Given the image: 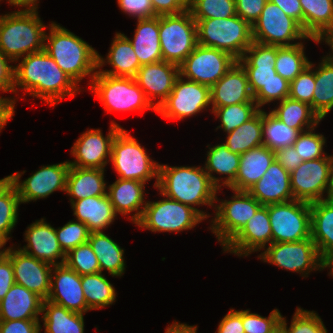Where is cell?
<instances>
[{
	"label": "cell",
	"instance_id": "6da1fadb",
	"mask_svg": "<svg viewBox=\"0 0 333 333\" xmlns=\"http://www.w3.org/2000/svg\"><path fill=\"white\" fill-rule=\"evenodd\" d=\"M14 65V93L22 89L32 97L54 106L66 96L74 97L81 88L45 51L24 56Z\"/></svg>",
	"mask_w": 333,
	"mask_h": 333
},
{
	"label": "cell",
	"instance_id": "7a4b0ae2",
	"mask_svg": "<svg viewBox=\"0 0 333 333\" xmlns=\"http://www.w3.org/2000/svg\"><path fill=\"white\" fill-rule=\"evenodd\" d=\"M157 189L168 198L195 209L205 220L210 217L197 206L215 207L217 188L204 167L159 164ZM196 206V207H195Z\"/></svg>",
	"mask_w": 333,
	"mask_h": 333
},
{
	"label": "cell",
	"instance_id": "3957f363",
	"mask_svg": "<svg viewBox=\"0 0 333 333\" xmlns=\"http://www.w3.org/2000/svg\"><path fill=\"white\" fill-rule=\"evenodd\" d=\"M277 46L257 42L246 49L238 62L245 69L254 101L261 107L289 96L290 82L277 74Z\"/></svg>",
	"mask_w": 333,
	"mask_h": 333
},
{
	"label": "cell",
	"instance_id": "277c9868",
	"mask_svg": "<svg viewBox=\"0 0 333 333\" xmlns=\"http://www.w3.org/2000/svg\"><path fill=\"white\" fill-rule=\"evenodd\" d=\"M49 26L44 50L78 86L86 76L92 80L98 70V51L60 24L52 21Z\"/></svg>",
	"mask_w": 333,
	"mask_h": 333
},
{
	"label": "cell",
	"instance_id": "5b68a950",
	"mask_svg": "<svg viewBox=\"0 0 333 333\" xmlns=\"http://www.w3.org/2000/svg\"><path fill=\"white\" fill-rule=\"evenodd\" d=\"M46 26L37 12L0 15V50L13 63L44 50Z\"/></svg>",
	"mask_w": 333,
	"mask_h": 333
},
{
	"label": "cell",
	"instance_id": "8992f818",
	"mask_svg": "<svg viewBox=\"0 0 333 333\" xmlns=\"http://www.w3.org/2000/svg\"><path fill=\"white\" fill-rule=\"evenodd\" d=\"M90 91L95 94L106 110L110 112L153 110L156 107L146 98L135 78L117 77L96 72L89 81Z\"/></svg>",
	"mask_w": 333,
	"mask_h": 333
},
{
	"label": "cell",
	"instance_id": "52a82bcc",
	"mask_svg": "<svg viewBox=\"0 0 333 333\" xmlns=\"http://www.w3.org/2000/svg\"><path fill=\"white\" fill-rule=\"evenodd\" d=\"M198 44L229 53L239 60L252 44V26L238 15L228 18L198 19Z\"/></svg>",
	"mask_w": 333,
	"mask_h": 333
},
{
	"label": "cell",
	"instance_id": "ba28073f",
	"mask_svg": "<svg viewBox=\"0 0 333 333\" xmlns=\"http://www.w3.org/2000/svg\"><path fill=\"white\" fill-rule=\"evenodd\" d=\"M120 179L137 180L147 183L156 179L158 185L159 163L146 152V148L123 127L116 133L110 155V161Z\"/></svg>",
	"mask_w": 333,
	"mask_h": 333
},
{
	"label": "cell",
	"instance_id": "9c48e42d",
	"mask_svg": "<svg viewBox=\"0 0 333 333\" xmlns=\"http://www.w3.org/2000/svg\"><path fill=\"white\" fill-rule=\"evenodd\" d=\"M163 61L179 66L198 45L197 24L190 10L159 16Z\"/></svg>",
	"mask_w": 333,
	"mask_h": 333
},
{
	"label": "cell",
	"instance_id": "30bf717a",
	"mask_svg": "<svg viewBox=\"0 0 333 333\" xmlns=\"http://www.w3.org/2000/svg\"><path fill=\"white\" fill-rule=\"evenodd\" d=\"M165 198L159 201H147L140 220L135 224L151 232H183L191 230L205 220L195 209L181 202Z\"/></svg>",
	"mask_w": 333,
	"mask_h": 333
},
{
	"label": "cell",
	"instance_id": "8fae6325",
	"mask_svg": "<svg viewBox=\"0 0 333 333\" xmlns=\"http://www.w3.org/2000/svg\"><path fill=\"white\" fill-rule=\"evenodd\" d=\"M233 196L230 200H218L216 193L215 215L209 227L224 248L246 225L262 206L248 191L230 189Z\"/></svg>",
	"mask_w": 333,
	"mask_h": 333
},
{
	"label": "cell",
	"instance_id": "7c38bea8",
	"mask_svg": "<svg viewBox=\"0 0 333 333\" xmlns=\"http://www.w3.org/2000/svg\"><path fill=\"white\" fill-rule=\"evenodd\" d=\"M252 39L260 44L280 47L294 46L306 39L316 42L296 20L270 1L266 2L259 18L252 24Z\"/></svg>",
	"mask_w": 333,
	"mask_h": 333
},
{
	"label": "cell",
	"instance_id": "4fadbf2b",
	"mask_svg": "<svg viewBox=\"0 0 333 333\" xmlns=\"http://www.w3.org/2000/svg\"><path fill=\"white\" fill-rule=\"evenodd\" d=\"M290 183L295 200L313 203L330 198L333 186V155L303 161L290 172Z\"/></svg>",
	"mask_w": 333,
	"mask_h": 333
},
{
	"label": "cell",
	"instance_id": "5bb4252c",
	"mask_svg": "<svg viewBox=\"0 0 333 333\" xmlns=\"http://www.w3.org/2000/svg\"><path fill=\"white\" fill-rule=\"evenodd\" d=\"M258 258L278 268L299 273L303 278L309 277L313 270L322 271V258L311 238L298 242L271 243Z\"/></svg>",
	"mask_w": 333,
	"mask_h": 333
},
{
	"label": "cell",
	"instance_id": "9a60e30c",
	"mask_svg": "<svg viewBox=\"0 0 333 333\" xmlns=\"http://www.w3.org/2000/svg\"><path fill=\"white\" fill-rule=\"evenodd\" d=\"M272 243L298 242L311 238L310 203L291 200L268 205Z\"/></svg>",
	"mask_w": 333,
	"mask_h": 333
},
{
	"label": "cell",
	"instance_id": "2e32d148",
	"mask_svg": "<svg viewBox=\"0 0 333 333\" xmlns=\"http://www.w3.org/2000/svg\"><path fill=\"white\" fill-rule=\"evenodd\" d=\"M237 61L227 52L198 44L179 65V75L211 88Z\"/></svg>",
	"mask_w": 333,
	"mask_h": 333
},
{
	"label": "cell",
	"instance_id": "e0dca14e",
	"mask_svg": "<svg viewBox=\"0 0 333 333\" xmlns=\"http://www.w3.org/2000/svg\"><path fill=\"white\" fill-rule=\"evenodd\" d=\"M210 87L183 79H176L169 96L156 109L160 117L169 120H183L192 117L211 106Z\"/></svg>",
	"mask_w": 333,
	"mask_h": 333
},
{
	"label": "cell",
	"instance_id": "ac0fdd59",
	"mask_svg": "<svg viewBox=\"0 0 333 333\" xmlns=\"http://www.w3.org/2000/svg\"><path fill=\"white\" fill-rule=\"evenodd\" d=\"M69 168L68 160L63 163L45 165L23 181L21 176L26 172L25 170L10 174L11 183L17 189L21 204L47 198L55 191L65 192Z\"/></svg>",
	"mask_w": 333,
	"mask_h": 333
},
{
	"label": "cell",
	"instance_id": "d6986e66",
	"mask_svg": "<svg viewBox=\"0 0 333 333\" xmlns=\"http://www.w3.org/2000/svg\"><path fill=\"white\" fill-rule=\"evenodd\" d=\"M121 128V125L112 120L106 136L99 128L87 129L88 131L83 132L71 147L70 153L75 159L68 160L69 165L105 170L110 161L113 139Z\"/></svg>",
	"mask_w": 333,
	"mask_h": 333
},
{
	"label": "cell",
	"instance_id": "ffe728a7",
	"mask_svg": "<svg viewBox=\"0 0 333 333\" xmlns=\"http://www.w3.org/2000/svg\"><path fill=\"white\" fill-rule=\"evenodd\" d=\"M5 254L11 259L15 283L46 300L50 292L53 265L36 259L18 247H7Z\"/></svg>",
	"mask_w": 333,
	"mask_h": 333
},
{
	"label": "cell",
	"instance_id": "44dd1931",
	"mask_svg": "<svg viewBox=\"0 0 333 333\" xmlns=\"http://www.w3.org/2000/svg\"><path fill=\"white\" fill-rule=\"evenodd\" d=\"M272 243V229L268 205H262L242 230L223 248L224 253L247 257L251 253L263 251Z\"/></svg>",
	"mask_w": 333,
	"mask_h": 333
},
{
	"label": "cell",
	"instance_id": "7402d4cb",
	"mask_svg": "<svg viewBox=\"0 0 333 333\" xmlns=\"http://www.w3.org/2000/svg\"><path fill=\"white\" fill-rule=\"evenodd\" d=\"M46 300L73 312L86 314L90 311L82 289L81 276L65 263L53 266L50 292Z\"/></svg>",
	"mask_w": 333,
	"mask_h": 333
},
{
	"label": "cell",
	"instance_id": "603a6c76",
	"mask_svg": "<svg viewBox=\"0 0 333 333\" xmlns=\"http://www.w3.org/2000/svg\"><path fill=\"white\" fill-rule=\"evenodd\" d=\"M178 77L179 66L162 60L141 66L135 80L146 98L157 109L171 93Z\"/></svg>",
	"mask_w": 333,
	"mask_h": 333
},
{
	"label": "cell",
	"instance_id": "cb8c5ba5",
	"mask_svg": "<svg viewBox=\"0 0 333 333\" xmlns=\"http://www.w3.org/2000/svg\"><path fill=\"white\" fill-rule=\"evenodd\" d=\"M36 220L28 225L24 233L26 245L18 248L23 252L53 266L65 263L66 254L61 249L56 229L45 221ZM58 259H61L58 261Z\"/></svg>",
	"mask_w": 333,
	"mask_h": 333
},
{
	"label": "cell",
	"instance_id": "d4e9b609",
	"mask_svg": "<svg viewBox=\"0 0 333 333\" xmlns=\"http://www.w3.org/2000/svg\"><path fill=\"white\" fill-rule=\"evenodd\" d=\"M210 96L211 109L239 103H256L247 73L238 61L210 88Z\"/></svg>",
	"mask_w": 333,
	"mask_h": 333
},
{
	"label": "cell",
	"instance_id": "484cf974",
	"mask_svg": "<svg viewBox=\"0 0 333 333\" xmlns=\"http://www.w3.org/2000/svg\"><path fill=\"white\" fill-rule=\"evenodd\" d=\"M261 205L267 206L294 199L290 173L274 160L264 175L247 190Z\"/></svg>",
	"mask_w": 333,
	"mask_h": 333
},
{
	"label": "cell",
	"instance_id": "4316f807",
	"mask_svg": "<svg viewBox=\"0 0 333 333\" xmlns=\"http://www.w3.org/2000/svg\"><path fill=\"white\" fill-rule=\"evenodd\" d=\"M146 183L118 178L112 184L108 185L107 195L110 198L114 212L127 216L131 212H136L131 215L129 220L136 224L144 211L147 201L144 200Z\"/></svg>",
	"mask_w": 333,
	"mask_h": 333
},
{
	"label": "cell",
	"instance_id": "83f0119b",
	"mask_svg": "<svg viewBox=\"0 0 333 333\" xmlns=\"http://www.w3.org/2000/svg\"><path fill=\"white\" fill-rule=\"evenodd\" d=\"M43 301L34 292L14 283L0 301V321L40 320Z\"/></svg>",
	"mask_w": 333,
	"mask_h": 333
},
{
	"label": "cell",
	"instance_id": "f1b7e54d",
	"mask_svg": "<svg viewBox=\"0 0 333 333\" xmlns=\"http://www.w3.org/2000/svg\"><path fill=\"white\" fill-rule=\"evenodd\" d=\"M106 64L111 65L112 69L101 70L100 68ZM97 65V72L99 73L129 78H135L138 69L141 67L131 42L121 32L115 33L106 58L98 53Z\"/></svg>",
	"mask_w": 333,
	"mask_h": 333
},
{
	"label": "cell",
	"instance_id": "f546056e",
	"mask_svg": "<svg viewBox=\"0 0 333 333\" xmlns=\"http://www.w3.org/2000/svg\"><path fill=\"white\" fill-rule=\"evenodd\" d=\"M71 208L74 219L84 223L90 232L105 231L117 217L107 194L73 201Z\"/></svg>",
	"mask_w": 333,
	"mask_h": 333
},
{
	"label": "cell",
	"instance_id": "4dcf8cb0",
	"mask_svg": "<svg viewBox=\"0 0 333 333\" xmlns=\"http://www.w3.org/2000/svg\"><path fill=\"white\" fill-rule=\"evenodd\" d=\"M274 160V151L264 145L242 153L236 179L228 188L247 191L261 179Z\"/></svg>",
	"mask_w": 333,
	"mask_h": 333
},
{
	"label": "cell",
	"instance_id": "1f68e13d",
	"mask_svg": "<svg viewBox=\"0 0 333 333\" xmlns=\"http://www.w3.org/2000/svg\"><path fill=\"white\" fill-rule=\"evenodd\" d=\"M105 171L70 166L65 191L70 197V203L88 197L106 195L108 186L104 180Z\"/></svg>",
	"mask_w": 333,
	"mask_h": 333
},
{
	"label": "cell",
	"instance_id": "d6a6232c",
	"mask_svg": "<svg viewBox=\"0 0 333 333\" xmlns=\"http://www.w3.org/2000/svg\"><path fill=\"white\" fill-rule=\"evenodd\" d=\"M137 26L131 42L141 66L162 61L159 40V16L136 19Z\"/></svg>",
	"mask_w": 333,
	"mask_h": 333
},
{
	"label": "cell",
	"instance_id": "836d02e7",
	"mask_svg": "<svg viewBox=\"0 0 333 333\" xmlns=\"http://www.w3.org/2000/svg\"><path fill=\"white\" fill-rule=\"evenodd\" d=\"M207 147L209 150L207 151V158L204 163L205 172L217 188H221L222 186L228 188L236 179L240 155L231 152L224 143H219L212 147L211 145H207ZM213 172L223 175V177H215Z\"/></svg>",
	"mask_w": 333,
	"mask_h": 333
},
{
	"label": "cell",
	"instance_id": "e575fe53",
	"mask_svg": "<svg viewBox=\"0 0 333 333\" xmlns=\"http://www.w3.org/2000/svg\"><path fill=\"white\" fill-rule=\"evenodd\" d=\"M311 239L323 258L333 250V200L331 198L310 203Z\"/></svg>",
	"mask_w": 333,
	"mask_h": 333
},
{
	"label": "cell",
	"instance_id": "d590c367",
	"mask_svg": "<svg viewBox=\"0 0 333 333\" xmlns=\"http://www.w3.org/2000/svg\"><path fill=\"white\" fill-rule=\"evenodd\" d=\"M100 265V272L106 270L112 277L125 273L124 249L104 231L91 232L88 239Z\"/></svg>",
	"mask_w": 333,
	"mask_h": 333
},
{
	"label": "cell",
	"instance_id": "8d00e7d4",
	"mask_svg": "<svg viewBox=\"0 0 333 333\" xmlns=\"http://www.w3.org/2000/svg\"><path fill=\"white\" fill-rule=\"evenodd\" d=\"M41 321L44 333H84V314L44 300Z\"/></svg>",
	"mask_w": 333,
	"mask_h": 333
},
{
	"label": "cell",
	"instance_id": "74e56055",
	"mask_svg": "<svg viewBox=\"0 0 333 333\" xmlns=\"http://www.w3.org/2000/svg\"><path fill=\"white\" fill-rule=\"evenodd\" d=\"M270 112L288 127L297 129L300 133L317 127L322 121L310 105L291 98L278 102Z\"/></svg>",
	"mask_w": 333,
	"mask_h": 333
},
{
	"label": "cell",
	"instance_id": "f35d334b",
	"mask_svg": "<svg viewBox=\"0 0 333 333\" xmlns=\"http://www.w3.org/2000/svg\"><path fill=\"white\" fill-rule=\"evenodd\" d=\"M224 144L231 152L239 155L262 146V109L251 119L228 133Z\"/></svg>",
	"mask_w": 333,
	"mask_h": 333
},
{
	"label": "cell",
	"instance_id": "ab89813d",
	"mask_svg": "<svg viewBox=\"0 0 333 333\" xmlns=\"http://www.w3.org/2000/svg\"><path fill=\"white\" fill-rule=\"evenodd\" d=\"M315 69L312 109L322 120L333 109V63L323 57Z\"/></svg>",
	"mask_w": 333,
	"mask_h": 333
},
{
	"label": "cell",
	"instance_id": "60d3db41",
	"mask_svg": "<svg viewBox=\"0 0 333 333\" xmlns=\"http://www.w3.org/2000/svg\"><path fill=\"white\" fill-rule=\"evenodd\" d=\"M82 289L89 310L110 307L116 301V290L103 272L81 276Z\"/></svg>",
	"mask_w": 333,
	"mask_h": 333
},
{
	"label": "cell",
	"instance_id": "b9f144b4",
	"mask_svg": "<svg viewBox=\"0 0 333 333\" xmlns=\"http://www.w3.org/2000/svg\"><path fill=\"white\" fill-rule=\"evenodd\" d=\"M303 10V30L316 38L333 25V0H299Z\"/></svg>",
	"mask_w": 333,
	"mask_h": 333
},
{
	"label": "cell",
	"instance_id": "7bdbcfd3",
	"mask_svg": "<svg viewBox=\"0 0 333 333\" xmlns=\"http://www.w3.org/2000/svg\"><path fill=\"white\" fill-rule=\"evenodd\" d=\"M262 134L263 145L275 152L278 149L292 146L300 132L288 127L270 111L268 113L262 109Z\"/></svg>",
	"mask_w": 333,
	"mask_h": 333
},
{
	"label": "cell",
	"instance_id": "ee69618b",
	"mask_svg": "<svg viewBox=\"0 0 333 333\" xmlns=\"http://www.w3.org/2000/svg\"><path fill=\"white\" fill-rule=\"evenodd\" d=\"M304 41L294 46H277L275 70L288 82L293 81L310 63Z\"/></svg>",
	"mask_w": 333,
	"mask_h": 333
},
{
	"label": "cell",
	"instance_id": "f6af8a7d",
	"mask_svg": "<svg viewBox=\"0 0 333 333\" xmlns=\"http://www.w3.org/2000/svg\"><path fill=\"white\" fill-rule=\"evenodd\" d=\"M20 204L17 189L10 183L0 193V238L5 243L11 238V232L18 222Z\"/></svg>",
	"mask_w": 333,
	"mask_h": 333
},
{
	"label": "cell",
	"instance_id": "bcb514c9",
	"mask_svg": "<svg viewBox=\"0 0 333 333\" xmlns=\"http://www.w3.org/2000/svg\"><path fill=\"white\" fill-rule=\"evenodd\" d=\"M259 110L257 103H239L225 107H218L216 109H211L210 111L221 123L216 127V130L222 129L228 134L251 119Z\"/></svg>",
	"mask_w": 333,
	"mask_h": 333
},
{
	"label": "cell",
	"instance_id": "7dc6e473",
	"mask_svg": "<svg viewBox=\"0 0 333 333\" xmlns=\"http://www.w3.org/2000/svg\"><path fill=\"white\" fill-rule=\"evenodd\" d=\"M189 10L195 21L237 15L235 0H194L189 5Z\"/></svg>",
	"mask_w": 333,
	"mask_h": 333
},
{
	"label": "cell",
	"instance_id": "c3c4849f",
	"mask_svg": "<svg viewBox=\"0 0 333 333\" xmlns=\"http://www.w3.org/2000/svg\"><path fill=\"white\" fill-rule=\"evenodd\" d=\"M280 324L284 333H328L321 317L315 311L297 307L288 327L286 317L281 316Z\"/></svg>",
	"mask_w": 333,
	"mask_h": 333
},
{
	"label": "cell",
	"instance_id": "681fc988",
	"mask_svg": "<svg viewBox=\"0 0 333 333\" xmlns=\"http://www.w3.org/2000/svg\"><path fill=\"white\" fill-rule=\"evenodd\" d=\"M65 264L80 276L100 272L98 259L89 242L70 250L66 254Z\"/></svg>",
	"mask_w": 333,
	"mask_h": 333
},
{
	"label": "cell",
	"instance_id": "f907efd6",
	"mask_svg": "<svg viewBox=\"0 0 333 333\" xmlns=\"http://www.w3.org/2000/svg\"><path fill=\"white\" fill-rule=\"evenodd\" d=\"M315 128L301 132L293 143L295 150L303 161L314 160L327 155L323 150L326 145V138L320 133H315Z\"/></svg>",
	"mask_w": 333,
	"mask_h": 333
},
{
	"label": "cell",
	"instance_id": "816d5d0a",
	"mask_svg": "<svg viewBox=\"0 0 333 333\" xmlns=\"http://www.w3.org/2000/svg\"><path fill=\"white\" fill-rule=\"evenodd\" d=\"M90 233L84 223L75 219L69 220L63 227L56 228L57 240L65 254L75 247L88 242Z\"/></svg>",
	"mask_w": 333,
	"mask_h": 333
},
{
	"label": "cell",
	"instance_id": "f5cc1de1",
	"mask_svg": "<svg viewBox=\"0 0 333 333\" xmlns=\"http://www.w3.org/2000/svg\"><path fill=\"white\" fill-rule=\"evenodd\" d=\"M315 87V69L309 65L293 80L289 86V98L301 101L311 106Z\"/></svg>",
	"mask_w": 333,
	"mask_h": 333
},
{
	"label": "cell",
	"instance_id": "db71d44e",
	"mask_svg": "<svg viewBox=\"0 0 333 333\" xmlns=\"http://www.w3.org/2000/svg\"><path fill=\"white\" fill-rule=\"evenodd\" d=\"M281 312L273 309L268 317L250 312L249 309L242 310V324L245 333H271L279 324Z\"/></svg>",
	"mask_w": 333,
	"mask_h": 333
},
{
	"label": "cell",
	"instance_id": "11a10c76",
	"mask_svg": "<svg viewBox=\"0 0 333 333\" xmlns=\"http://www.w3.org/2000/svg\"><path fill=\"white\" fill-rule=\"evenodd\" d=\"M118 7L124 14L137 19L152 18L154 13L151 0H117Z\"/></svg>",
	"mask_w": 333,
	"mask_h": 333
},
{
	"label": "cell",
	"instance_id": "9f6ffc18",
	"mask_svg": "<svg viewBox=\"0 0 333 333\" xmlns=\"http://www.w3.org/2000/svg\"><path fill=\"white\" fill-rule=\"evenodd\" d=\"M268 0H235L236 14L251 26L259 18Z\"/></svg>",
	"mask_w": 333,
	"mask_h": 333
},
{
	"label": "cell",
	"instance_id": "6f0895ef",
	"mask_svg": "<svg viewBox=\"0 0 333 333\" xmlns=\"http://www.w3.org/2000/svg\"><path fill=\"white\" fill-rule=\"evenodd\" d=\"M40 320L0 321V333H41Z\"/></svg>",
	"mask_w": 333,
	"mask_h": 333
},
{
	"label": "cell",
	"instance_id": "680465c9",
	"mask_svg": "<svg viewBox=\"0 0 333 333\" xmlns=\"http://www.w3.org/2000/svg\"><path fill=\"white\" fill-rule=\"evenodd\" d=\"M215 333H245L242 324V310L233 308L221 319Z\"/></svg>",
	"mask_w": 333,
	"mask_h": 333
},
{
	"label": "cell",
	"instance_id": "91938a15",
	"mask_svg": "<svg viewBox=\"0 0 333 333\" xmlns=\"http://www.w3.org/2000/svg\"><path fill=\"white\" fill-rule=\"evenodd\" d=\"M14 271L11 259L4 254L0 257V301L14 285Z\"/></svg>",
	"mask_w": 333,
	"mask_h": 333
},
{
	"label": "cell",
	"instance_id": "94428289",
	"mask_svg": "<svg viewBox=\"0 0 333 333\" xmlns=\"http://www.w3.org/2000/svg\"><path fill=\"white\" fill-rule=\"evenodd\" d=\"M151 3L157 16L179 14L189 10L185 0H151Z\"/></svg>",
	"mask_w": 333,
	"mask_h": 333
},
{
	"label": "cell",
	"instance_id": "6125c7cd",
	"mask_svg": "<svg viewBox=\"0 0 333 333\" xmlns=\"http://www.w3.org/2000/svg\"><path fill=\"white\" fill-rule=\"evenodd\" d=\"M274 153L275 160L289 173L303 162L293 145L278 149Z\"/></svg>",
	"mask_w": 333,
	"mask_h": 333
},
{
	"label": "cell",
	"instance_id": "be15d7a7",
	"mask_svg": "<svg viewBox=\"0 0 333 333\" xmlns=\"http://www.w3.org/2000/svg\"><path fill=\"white\" fill-rule=\"evenodd\" d=\"M9 63L12 61L0 50V90L4 93H14V66Z\"/></svg>",
	"mask_w": 333,
	"mask_h": 333
},
{
	"label": "cell",
	"instance_id": "e7e4bbea",
	"mask_svg": "<svg viewBox=\"0 0 333 333\" xmlns=\"http://www.w3.org/2000/svg\"><path fill=\"white\" fill-rule=\"evenodd\" d=\"M279 6L289 17L303 28V10L299 0H268Z\"/></svg>",
	"mask_w": 333,
	"mask_h": 333
},
{
	"label": "cell",
	"instance_id": "03108f58",
	"mask_svg": "<svg viewBox=\"0 0 333 333\" xmlns=\"http://www.w3.org/2000/svg\"><path fill=\"white\" fill-rule=\"evenodd\" d=\"M4 92L3 90H0ZM13 97V98H11ZM2 97L0 96V133L1 129L11 120L15 112L16 98L15 96Z\"/></svg>",
	"mask_w": 333,
	"mask_h": 333
},
{
	"label": "cell",
	"instance_id": "003e7915",
	"mask_svg": "<svg viewBox=\"0 0 333 333\" xmlns=\"http://www.w3.org/2000/svg\"><path fill=\"white\" fill-rule=\"evenodd\" d=\"M315 39L317 44L323 41L330 47L331 52H329V54L327 53L323 58L333 63V25L323 30Z\"/></svg>",
	"mask_w": 333,
	"mask_h": 333
},
{
	"label": "cell",
	"instance_id": "a7ac6f4b",
	"mask_svg": "<svg viewBox=\"0 0 333 333\" xmlns=\"http://www.w3.org/2000/svg\"><path fill=\"white\" fill-rule=\"evenodd\" d=\"M3 0H0V2ZM11 6L24 7L17 10V12H38V3L40 0H6Z\"/></svg>",
	"mask_w": 333,
	"mask_h": 333
},
{
	"label": "cell",
	"instance_id": "89a4df30",
	"mask_svg": "<svg viewBox=\"0 0 333 333\" xmlns=\"http://www.w3.org/2000/svg\"><path fill=\"white\" fill-rule=\"evenodd\" d=\"M197 330L196 325H187L174 320L171 325H167L165 333H197Z\"/></svg>",
	"mask_w": 333,
	"mask_h": 333
},
{
	"label": "cell",
	"instance_id": "2644e50d",
	"mask_svg": "<svg viewBox=\"0 0 333 333\" xmlns=\"http://www.w3.org/2000/svg\"><path fill=\"white\" fill-rule=\"evenodd\" d=\"M328 268L330 272L328 273L329 276L331 275L333 277V250L328 252L323 258H322V270Z\"/></svg>",
	"mask_w": 333,
	"mask_h": 333
},
{
	"label": "cell",
	"instance_id": "8c879c8a",
	"mask_svg": "<svg viewBox=\"0 0 333 333\" xmlns=\"http://www.w3.org/2000/svg\"><path fill=\"white\" fill-rule=\"evenodd\" d=\"M11 183V175L0 179V193Z\"/></svg>",
	"mask_w": 333,
	"mask_h": 333
},
{
	"label": "cell",
	"instance_id": "753ad0ef",
	"mask_svg": "<svg viewBox=\"0 0 333 333\" xmlns=\"http://www.w3.org/2000/svg\"><path fill=\"white\" fill-rule=\"evenodd\" d=\"M5 245H6V243L0 238V253H5L6 252L7 247L5 248L4 247Z\"/></svg>",
	"mask_w": 333,
	"mask_h": 333
},
{
	"label": "cell",
	"instance_id": "34e18365",
	"mask_svg": "<svg viewBox=\"0 0 333 333\" xmlns=\"http://www.w3.org/2000/svg\"><path fill=\"white\" fill-rule=\"evenodd\" d=\"M271 333H284L281 324H279Z\"/></svg>",
	"mask_w": 333,
	"mask_h": 333
},
{
	"label": "cell",
	"instance_id": "11e5206c",
	"mask_svg": "<svg viewBox=\"0 0 333 333\" xmlns=\"http://www.w3.org/2000/svg\"><path fill=\"white\" fill-rule=\"evenodd\" d=\"M190 5L194 0H185Z\"/></svg>",
	"mask_w": 333,
	"mask_h": 333
},
{
	"label": "cell",
	"instance_id": "2a66077c",
	"mask_svg": "<svg viewBox=\"0 0 333 333\" xmlns=\"http://www.w3.org/2000/svg\"><path fill=\"white\" fill-rule=\"evenodd\" d=\"M330 198L333 200V186H332V191H331V194H330Z\"/></svg>",
	"mask_w": 333,
	"mask_h": 333
}]
</instances>
